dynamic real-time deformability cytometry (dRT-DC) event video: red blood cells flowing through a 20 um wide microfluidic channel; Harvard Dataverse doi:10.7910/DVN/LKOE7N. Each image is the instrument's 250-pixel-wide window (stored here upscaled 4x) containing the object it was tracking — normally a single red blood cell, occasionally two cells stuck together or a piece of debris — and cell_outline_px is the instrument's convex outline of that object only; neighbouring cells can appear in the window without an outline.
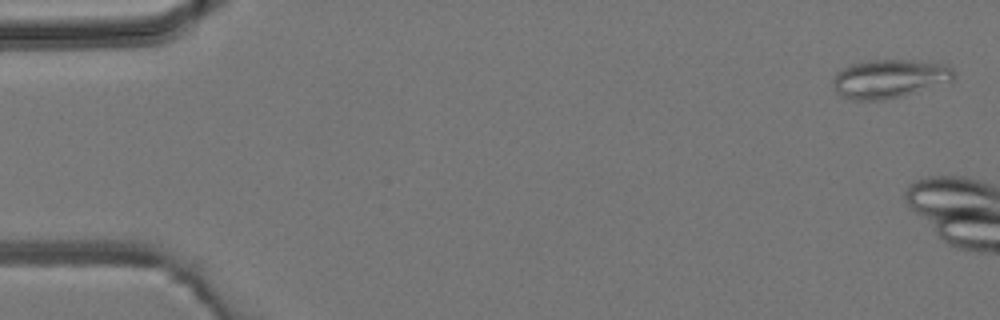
{"species": "common noctule bat (a hibernating species)", "species_latin": "Nyctalus noctula", "temperature_condition": "room temperature", "stored_images_in_passage": 2, "camera_frame_rate_fps": 3000, "um_per_image_px": 0.085, "animal": {"sex": "male", "body_mass_g": 19.2, "forearm_length_mm": 51.8}, "frame": {"image": 1, "passage_image": 1, "time_ms": 0.0, "image_size_px": [1000, 320], "cell_outline_px": [[956, 76], [952, 80], [900, 96], [880, 100], [852, 100], [840, 96], [836, 92], [832, 84], [832, 80], [836, 72], [852, 64], [868, 60], [912, 60], [948, 64], [956, 72]], "centroid_in_image_um": [75.57, 6.67], "position_along_channel_um": 9.4, "area_um2": 27.11}}